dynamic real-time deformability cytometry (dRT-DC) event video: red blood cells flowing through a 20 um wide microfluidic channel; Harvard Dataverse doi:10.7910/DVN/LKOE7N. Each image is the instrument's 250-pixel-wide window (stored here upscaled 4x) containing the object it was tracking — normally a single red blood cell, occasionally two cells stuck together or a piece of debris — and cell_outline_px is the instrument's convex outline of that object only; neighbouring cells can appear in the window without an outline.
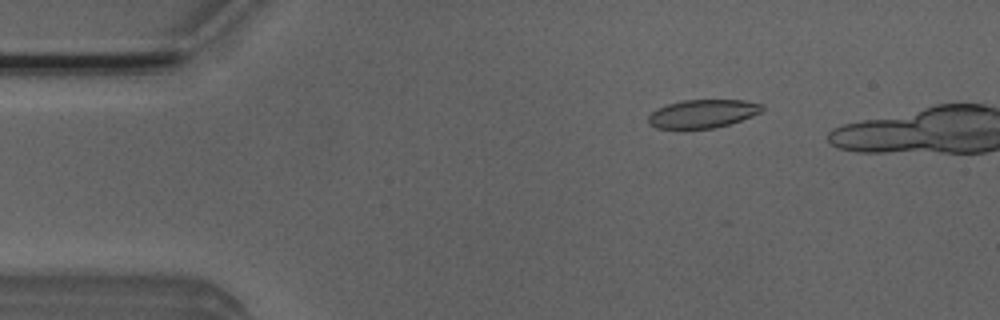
{"species": "Egyptian fruit bat (a non-hibernating species)", "species_latin": "Rousettus aegyptiacus", "temperature_condition": "room temperature", "stored_images_in_passage": 5, "camera_frame_rate_fps": 3000, "um_per_image_px": 0.085, "animal": {"sex": "male"}, "frame": {"image": 1, "passage_image": 2, "time_ms": 0.333, "image_size_px": [1000, 320], "cell_outline_px": [[764, 108], [760, 112], [752, 116], [728, 124], [712, 128], [684, 132], [656, 128], [648, 124], [648, 116], [656, 108], [668, 104], [684, 100], [744, 100], [764, 104]], "centroid_in_image_um": [59.66, 9.71], "position_along_channel_um": 25.3, "area_um2": 19.48}}